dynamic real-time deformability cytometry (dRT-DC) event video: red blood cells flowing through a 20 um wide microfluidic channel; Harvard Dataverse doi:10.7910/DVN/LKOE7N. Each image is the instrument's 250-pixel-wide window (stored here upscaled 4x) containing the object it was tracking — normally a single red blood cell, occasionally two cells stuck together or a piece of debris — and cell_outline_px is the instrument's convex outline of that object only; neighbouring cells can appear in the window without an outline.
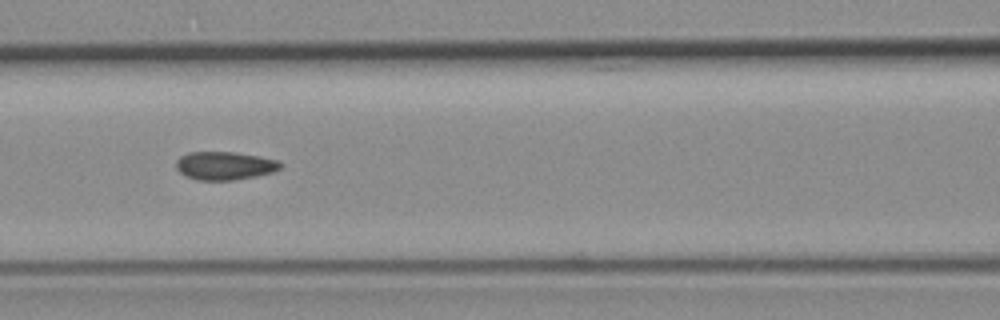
{"species": "common noctule bat (a hibernating species)", "species_latin": "Nyctalus noctula", "temperature_condition": "room temperature", "stored_images_in_passage": 18, "camera_frame_rate_fps": 3000, "um_per_image_px": 0.085, "animal": {"sex": "female", "body_mass_g": 19.3, "forearm_length_mm": 54.1}, "frame": {"image": 1, "passage_image": 13, "time_ms": 4.0, "image_size_px": [1000, 320], "cell_outline_px": [[284, 164], [280, 168], [272, 172], [256, 176], [232, 180], [196, 180], [180, 172], [176, 168], [176, 160], [180, 156], [188, 152], [236, 152], [260, 156], [276, 160]], "centroid_in_image_um": [19.1, 14.07], "position_along_channel_um": 147.5, "area_um2": 17.17}}
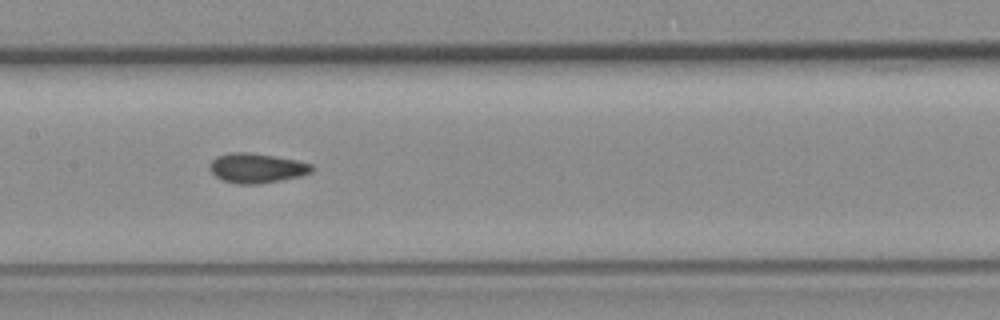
{"frame": {"image": 2, "passage_image": 16, "time_ms": 5.0, "image_size_px": [1000, 320], "cell_outline_px": [[312, 172], [300, 176], [260, 184], [236, 184], [220, 180], [208, 168], [208, 164], [216, 156], [228, 152], [248, 152], [296, 160], [312, 164]], "centroid_in_image_um": [21.76, 14.29], "position_along_channel_um": 185.6, "area_um2": 17.74}}